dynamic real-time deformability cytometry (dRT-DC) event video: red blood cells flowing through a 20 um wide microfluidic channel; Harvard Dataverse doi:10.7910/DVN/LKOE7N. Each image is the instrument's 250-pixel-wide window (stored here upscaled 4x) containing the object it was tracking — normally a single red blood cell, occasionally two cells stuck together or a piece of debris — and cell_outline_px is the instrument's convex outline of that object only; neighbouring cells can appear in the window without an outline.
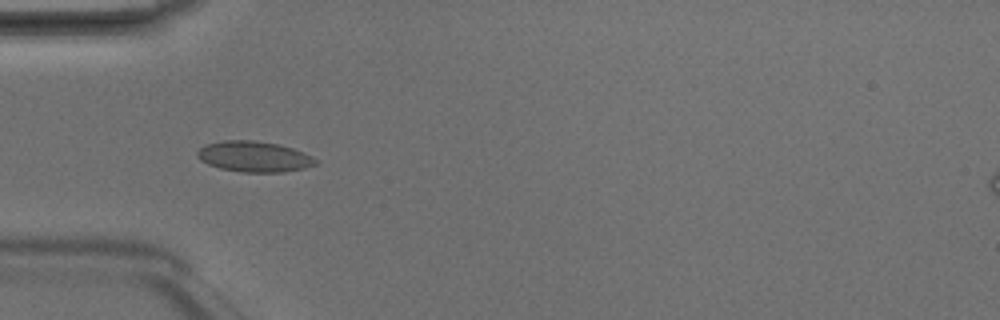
{"species": "Egyptian fruit bat (a non-hibernating species)", "species_latin": "Rousettus aegyptiacus", "temperature_condition": "room temperature", "stored_images_in_passage": 6, "camera_frame_rate_fps": 3000, "um_per_image_px": 0.085, "animal": {"sex": "male"}, "frame": {"image": 1, "passage_image": 5, "time_ms": 1.333, "image_size_px": [1000, 320], "cell_outline_px": [[316, 164], [304, 168], [284, 172], [244, 172], [220, 168], [208, 164], [200, 160], [196, 156], [196, 152], [204, 144], [224, 140], [252, 140], [276, 144], [292, 148], [312, 156], [316, 160]], "centroid_in_image_um": [21.55, 13.31], "position_along_channel_um": 63.4, "area_um2": 21.04}}